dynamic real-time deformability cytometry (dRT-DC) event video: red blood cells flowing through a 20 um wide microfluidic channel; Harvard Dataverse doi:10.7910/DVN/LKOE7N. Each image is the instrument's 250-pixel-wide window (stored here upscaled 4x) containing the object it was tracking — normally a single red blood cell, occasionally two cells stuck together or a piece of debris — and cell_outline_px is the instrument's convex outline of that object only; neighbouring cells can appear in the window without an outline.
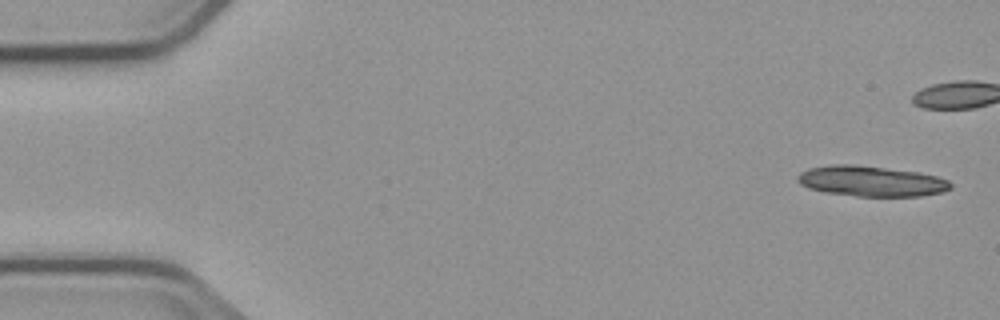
{"species": "common noctule bat (a hibernating species)", "species_latin": "Nyctalus noctula", "temperature_condition": "cold", "stored_images_in_passage": 5, "camera_frame_rate_fps": 3000, "um_per_image_px": 0.085, "animal": {"sex": "male", "body_mass_g": 23.1, "forearm_length_mm": 52.7}, "frame": {"image": 1, "passage_image": 1, "time_ms": 0.0, "image_size_px": [1000, 320], "cell_outline_px": [[952, 188], [944, 192], [920, 196], [860, 196], [828, 192], [808, 188], [800, 184], [796, 180], [796, 176], [800, 172], [808, 168], [828, 164], [852, 164], [920, 172], [936, 176], [948, 180], [952, 184]], "centroid_in_image_um": [74.05, 15.39], "position_along_channel_um": 11.0, "area_um2": 27.28}}